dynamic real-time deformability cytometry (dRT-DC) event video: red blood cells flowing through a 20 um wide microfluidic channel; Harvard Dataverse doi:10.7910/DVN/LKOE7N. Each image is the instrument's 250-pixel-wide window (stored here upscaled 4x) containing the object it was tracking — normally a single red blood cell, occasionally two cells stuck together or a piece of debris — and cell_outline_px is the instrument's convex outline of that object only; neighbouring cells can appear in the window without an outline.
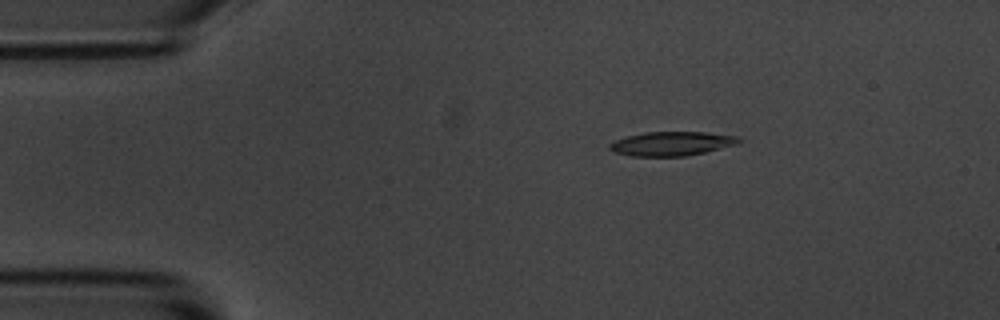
{"species": "common noctule bat (a hibernating species)", "species_latin": "Nyctalus noctula", "temperature_condition": "room temperature", "stored_images_in_passage": 4, "camera_frame_rate_fps": 3000, "um_per_image_px": 0.085, "animal": {"sex": "male", "body_mass_g": 20.1, "forearm_length_mm": 53.5}, "frame": {"image": 1, "passage_image": 3, "time_ms": 2.333, "image_size_px": [1000, 320], "cell_outline_px": [[744, 140], [736, 144], [704, 152], [684, 156], [628, 156], [612, 152], [608, 148], [608, 144], [616, 140], [628, 136], [644, 132], [708, 132], [736, 136]], "centroid_in_image_um": [57.05, 12.21], "position_along_channel_um": 27.9, "area_um2": 18.15}}